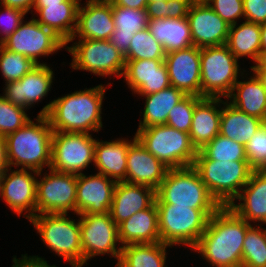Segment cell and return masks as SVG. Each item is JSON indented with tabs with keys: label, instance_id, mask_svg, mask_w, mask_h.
I'll return each mask as SVG.
<instances>
[{
	"label": "cell",
	"instance_id": "obj_6",
	"mask_svg": "<svg viewBox=\"0 0 266 267\" xmlns=\"http://www.w3.org/2000/svg\"><path fill=\"white\" fill-rule=\"evenodd\" d=\"M29 222L51 253L62 257L72 267H83L79 219L73 220L62 213L36 214Z\"/></svg>",
	"mask_w": 266,
	"mask_h": 267
},
{
	"label": "cell",
	"instance_id": "obj_42",
	"mask_svg": "<svg viewBox=\"0 0 266 267\" xmlns=\"http://www.w3.org/2000/svg\"><path fill=\"white\" fill-rule=\"evenodd\" d=\"M247 161L255 170H266V122L249 139L245 145Z\"/></svg>",
	"mask_w": 266,
	"mask_h": 267
},
{
	"label": "cell",
	"instance_id": "obj_1",
	"mask_svg": "<svg viewBox=\"0 0 266 267\" xmlns=\"http://www.w3.org/2000/svg\"><path fill=\"white\" fill-rule=\"evenodd\" d=\"M249 224L230 207L221 206L208 220L206 230L191 249L212 267H242L243 241Z\"/></svg>",
	"mask_w": 266,
	"mask_h": 267
},
{
	"label": "cell",
	"instance_id": "obj_55",
	"mask_svg": "<svg viewBox=\"0 0 266 267\" xmlns=\"http://www.w3.org/2000/svg\"><path fill=\"white\" fill-rule=\"evenodd\" d=\"M66 0H36L33 7H46V5L60 4Z\"/></svg>",
	"mask_w": 266,
	"mask_h": 267
},
{
	"label": "cell",
	"instance_id": "obj_13",
	"mask_svg": "<svg viewBox=\"0 0 266 267\" xmlns=\"http://www.w3.org/2000/svg\"><path fill=\"white\" fill-rule=\"evenodd\" d=\"M80 221L83 266L95 256L110 255L119 261L122 246L119 240L118 225L110 213L77 215ZM80 216V217H79Z\"/></svg>",
	"mask_w": 266,
	"mask_h": 267
},
{
	"label": "cell",
	"instance_id": "obj_28",
	"mask_svg": "<svg viewBox=\"0 0 266 267\" xmlns=\"http://www.w3.org/2000/svg\"><path fill=\"white\" fill-rule=\"evenodd\" d=\"M81 1L66 0L60 4L46 5V7H33L34 14L39 15L38 18L34 17V19L67 43L75 32Z\"/></svg>",
	"mask_w": 266,
	"mask_h": 267
},
{
	"label": "cell",
	"instance_id": "obj_4",
	"mask_svg": "<svg viewBox=\"0 0 266 267\" xmlns=\"http://www.w3.org/2000/svg\"><path fill=\"white\" fill-rule=\"evenodd\" d=\"M193 167L220 206L233 202L254 171L248 161L211 160L201 150Z\"/></svg>",
	"mask_w": 266,
	"mask_h": 267
},
{
	"label": "cell",
	"instance_id": "obj_20",
	"mask_svg": "<svg viewBox=\"0 0 266 267\" xmlns=\"http://www.w3.org/2000/svg\"><path fill=\"white\" fill-rule=\"evenodd\" d=\"M114 31L112 1L86 0L79 5L76 29L70 40H109Z\"/></svg>",
	"mask_w": 266,
	"mask_h": 267
},
{
	"label": "cell",
	"instance_id": "obj_58",
	"mask_svg": "<svg viewBox=\"0 0 266 267\" xmlns=\"http://www.w3.org/2000/svg\"><path fill=\"white\" fill-rule=\"evenodd\" d=\"M148 1H161V0H148ZM162 1H167V0H162Z\"/></svg>",
	"mask_w": 266,
	"mask_h": 267
},
{
	"label": "cell",
	"instance_id": "obj_26",
	"mask_svg": "<svg viewBox=\"0 0 266 267\" xmlns=\"http://www.w3.org/2000/svg\"><path fill=\"white\" fill-rule=\"evenodd\" d=\"M136 139L128 140L116 138V140H96L94 163L97 173L113 179L116 182L126 181L127 154L129 145Z\"/></svg>",
	"mask_w": 266,
	"mask_h": 267
},
{
	"label": "cell",
	"instance_id": "obj_52",
	"mask_svg": "<svg viewBox=\"0 0 266 267\" xmlns=\"http://www.w3.org/2000/svg\"><path fill=\"white\" fill-rule=\"evenodd\" d=\"M250 70V73L255 74L266 91V64L260 60L256 65L251 66Z\"/></svg>",
	"mask_w": 266,
	"mask_h": 267
},
{
	"label": "cell",
	"instance_id": "obj_27",
	"mask_svg": "<svg viewBox=\"0 0 266 267\" xmlns=\"http://www.w3.org/2000/svg\"><path fill=\"white\" fill-rule=\"evenodd\" d=\"M118 231L121 246L161 242L156 203L121 222Z\"/></svg>",
	"mask_w": 266,
	"mask_h": 267
},
{
	"label": "cell",
	"instance_id": "obj_30",
	"mask_svg": "<svg viewBox=\"0 0 266 267\" xmlns=\"http://www.w3.org/2000/svg\"><path fill=\"white\" fill-rule=\"evenodd\" d=\"M147 28L163 46L165 53L193 46L187 17L148 20Z\"/></svg>",
	"mask_w": 266,
	"mask_h": 267
},
{
	"label": "cell",
	"instance_id": "obj_56",
	"mask_svg": "<svg viewBox=\"0 0 266 267\" xmlns=\"http://www.w3.org/2000/svg\"><path fill=\"white\" fill-rule=\"evenodd\" d=\"M0 197H1V174H0Z\"/></svg>",
	"mask_w": 266,
	"mask_h": 267
},
{
	"label": "cell",
	"instance_id": "obj_11",
	"mask_svg": "<svg viewBox=\"0 0 266 267\" xmlns=\"http://www.w3.org/2000/svg\"><path fill=\"white\" fill-rule=\"evenodd\" d=\"M48 170L43 175V171L38 172L36 214H68L72 211L76 215L77 175Z\"/></svg>",
	"mask_w": 266,
	"mask_h": 267
},
{
	"label": "cell",
	"instance_id": "obj_17",
	"mask_svg": "<svg viewBox=\"0 0 266 267\" xmlns=\"http://www.w3.org/2000/svg\"><path fill=\"white\" fill-rule=\"evenodd\" d=\"M47 64H38L20 80L4 84L3 95L10 103L30 109L48 96L54 77Z\"/></svg>",
	"mask_w": 266,
	"mask_h": 267
},
{
	"label": "cell",
	"instance_id": "obj_39",
	"mask_svg": "<svg viewBox=\"0 0 266 267\" xmlns=\"http://www.w3.org/2000/svg\"><path fill=\"white\" fill-rule=\"evenodd\" d=\"M36 65L23 54L11 52L0 45V71L5 84L20 80Z\"/></svg>",
	"mask_w": 266,
	"mask_h": 267
},
{
	"label": "cell",
	"instance_id": "obj_8",
	"mask_svg": "<svg viewBox=\"0 0 266 267\" xmlns=\"http://www.w3.org/2000/svg\"><path fill=\"white\" fill-rule=\"evenodd\" d=\"M134 134L169 169L193 166L198 151L193 146L189 133L164 124L137 128Z\"/></svg>",
	"mask_w": 266,
	"mask_h": 267
},
{
	"label": "cell",
	"instance_id": "obj_50",
	"mask_svg": "<svg viewBox=\"0 0 266 267\" xmlns=\"http://www.w3.org/2000/svg\"><path fill=\"white\" fill-rule=\"evenodd\" d=\"M36 0H0V5L22 10L26 14L33 8Z\"/></svg>",
	"mask_w": 266,
	"mask_h": 267
},
{
	"label": "cell",
	"instance_id": "obj_34",
	"mask_svg": "<svg viewBox=\"0 0 266 267\" xmlns=\"http://www.w3.org/2000/svg\"><path fill=\"white\" fill-rule=\"evenodd\" d=\"M169 247L172 248L162 242L122 246L116 267H168L166 255Z\"/></svg>",
	"mask_w": 266,
	"mask_h": 267
},
{
	"label": "cell",
	"instance_id": "obj_10",
	"mask_svg": "<svg viewBox=\"0 0 266 267\" xmlns=\"http://www.w3.org/2000/svg\"><path fill=\"white\" fill-rule=\"evenodd\" d=\"M72 43V46L68 43ZM65 50L72 55L71 68L88 71L93 75L121 78L125 70V58L109 40L78 39L69 40Z\"/></svg>",
	"mask_w": 266,
	"mask_h": 267
},
{
	"label": "cell",
	"instance_id": "obj_5",
	"mask_svg": "<svg viewBox=\"0 0 266 267\" xmlns=\"http://www.w3.org/2000/svg\"><path fill=\"white\" fill-rule=\"evenodd\" d=\"M161 242L189 246L191 250L206 230L209 218L218 209H193L175 204H156Z\"/></svg>",
	"mask_w": 266,
	"mask_h": 267
},
{
	"label": "cell",
	"instance_id": "obj_32",
	"mask_svg": "<svg viewBox=\"0 0 266 267\" xmlns=\"http://www.w3.org/2000/svg\"><path fill=\"white\" fill-rule=\"evenodd\" d=\"M138 96L145 97L143 113L141 111L143 118L139 120L138 128H146L166 124L169 112L186 94L174 86H169L157 93Z\"/></svg>",
	"mask_w": 266,
	"mask_h": 267
},
{
	"label": "cell",
	"instance_id": "obj_36",
	"mask_svg": "<svg viewBox=\"0 0 266 267\" xmlns=\"http://www.w3.org/2000/svg\"><path fill=\"white\" fill-rule=\"evenodd\" d=\"M163 46L154 39L148 28L134 33L125 60H165Z\"/></svg>",
	"mask_w": 266,
	"mask_h": 267
},
{
	"label": "cell",
	"instance_id": "obj_16",
	"mask_svg": "<svg viewBox=\"0 0 266 267\" xmlns=\"http://www.w3.org/2000/svg\"><path fill=\"white\" fill-rule=\"evenodd\" d=\"M187 19L194 46L204 48L227 43L230 25L206 1H193Z\"/></svg>",
	"mask_w": 266,
	"mask_h": 267
},
{
	"label": "cell",
	"instance_id": "obj_22",
	"mask_svg": "<svg viewBox=\"0 0 266 267\" xmlns=\"http://www.w3.org/2000/svg\"><path fill=\"white\" fill-rule=\"evenodd\" d=\"M168 170L137 138L129 145L126 182L157 190Z\"/></svg>",
	"mask_w": 266,
	"mask_h": 267
},
{
	"label": "cell",
	"instance_id": "obj_24",
	"mask_svg": "<svg viewBox=\"0 0 266 267\" xmlns=\"http://www.w3.org/2000/svg\"><path fill=\"white\" fill-rule=\"evenodd\" d=\"M156 200V190L126 181L117 182L109 213L119 225L138 211L151 207Z\"/></svg>",
	"mask_w": 266,
	"mask_h": 267
},
{
	"label": "cell",
	"instance_id": "obj_15",
	"mask_svg": "<svg viewBox=\"0 0 266 267\" xmlns=\"http://www.w3.org/2000/svg\"><path fill=\"white\" fill-rule=\"evenodd\" d=\"M37 177V171L11 167L1 174L2 200L19 217L25 212L29 221L36 215Z\"/></svg>",
	"mask_w": 266,
	"mask_h": 267
},
{
	"label": "cell",
	"instance_id": "obj_18",
	"mask_svg": "<svg viewBox=\"0 0 266 267\" xmlns=\"http://www.w3.org/2000/svg\"><path fill=\"white\" fill-rule=\"evenodd\" d=\"M201 48L190 46L166 53L164 63L171 86L186 95L201 97Z\"/></svg>",
	"mask_w": 266,
	"mask_h": 267
},
{
	"label": "cell",
	"instance_id": "obj_25",
	"mask_svg": "<svg viewBox=\"0 0 266 267\" xmlns=\"http://www.w3.org/2000/svg\"><path fill=\"white\" fill-rule=\"evenodd\" d=\"M222 98L202 97L195 105L189 136L197 151L219 134Z\"/></svg>",
	"mask_w": 266,
	"mask_h": 267
},
{
	"label": "cell",
	"instance_id": "obj_9",
	"mask_svg": "<svg viewBox=\"0 0 266 267\" xmlns=\"http://www.w3.org/2000/svg\"><path fill=\"white\" fill-rule=\"evenodd\" d=\"M230 52L226 44L201 48V97H224L246 70Z\"/></svg>",
	"mask_w": 266,
	"mask_h": 267
},
{
	"label": "cell",
	"instance_id": "obj_38",
	"mask_svg": "<svg viewBox=\"0 0 266 267\" xmlns=\"http://www.w3.org/2000/svg\"><path fill=\"white\" fill-rule=\"evenodd\" d=\"M112 13L115 29L118 34L134 35L148 25L146 9H132L116 6L112 2Z\"/></svg>",
	"mask_w": 266,
	"mask_h": 267
},
{
	"label": "cell",
	"instance_id": "obj_54",
	"mask_svg": "<svg viewBox=\"0 0 266 267\" xmlns=\"http://www.w3.org/2000/svg\"><path fill=\"white\" fill-rule=\"evenodd\" d=\"M261 30V60L266 56V23L260 25Z\"/></svg>",
	"mask_w": 266,
	"mask_h": 267
},
{
	"label": "cell",
	"instance_id": "obj_7",
	"mask_svg": "<svg viewBox=\"0 0 266 267\" xmlns=\"http://www.w3.org/2000/svg\"><path fill=\"white\" fill-rule=\"evenodd\" d=\"M156 204H175L193 209H219L193 166L169 169L156 190Z\"/></svg>",
	"mask_w": 266,
	"mask_h": 267
},
{
	"label": "cell",
	"instance_id": "obj_31",
	"mask_svg": "<svg viewBox=\"0 0 266 267\" xmlns=\"http://www.w3.org/2000/svg\"><path fill=\"white\" fill-rule=\"evenodd\" d=\"M264 122V120L238 110L226 99H222V114L219 127V134L222 136L246 145Z\"/></svg>",
	"mask_w": 266,
	"mask_h": 267
},
{
	"label": "cell",
	"instance_id": "obj_46",
	"mask_svg": "<svg viewBox=\"0 0 266 267\" xmlns=\"http://www.w3.org/2000/svg\"><path fill=\"white\" fill-rule=\"evenodd\" d=\"M12 267H57L56 265H49L45 258L35 256H28V254H22L21 259L17 258L15 255L12 259Z\"/></svg>",
	"mask_w": 266,
	"mask_h": 267
},
{
	"label": "cell",
	"instance_id": "obj_19",
	"mask_svg": "<svg viewBox=\"0 0 266 267\" xmlns=\"http://www.w3.org/2000/svg\"><path fill=\"white\" fill-rule=\"evenodd\" d=\"M116 181L103 174L77 175L76 215L109 213Z\"/></svg>",
	"mask_w": 266,
	"mask_h": 267
},
{
	"label": "cell",
	"instance_id": "obj_23",
	"mask_svg": "<svg viewBox=\"0 0 266 267\" xmlns=\"http://www.w3.org/2000/svg\"><path fill=\"white\" fill-rule=\"evenodd\" d=\"M228 207L249 224L258 222L257 225H266V170L253 171Z\"/></svg>",
	"mask_w": 266,
	"mask_h": 267
},
{
	"label": "cell",
	"instance_id": "obj_35",
	"mask_svg": "<svg viewBox=\"0 0 266 267\" xmlns=\"http://www.w3.org/2000/svg\"><path fill=\"white\" fill-rule=\"evenodd\" d=\"M242 267H266V228L254 224L243 241Z\"/></svg>",
	"mask_w": 266,
	"mask_h": 267
},
{
	"label": "cell",
	"instance_id": "obj_37",
	"mask_svg": "<svg viewBox=\"0 0 266 267\" xmlns=\"http://www.w3.org/2000/svg\"><path fill=\"white\" fill-rule=\"evenodd\" d=\"M201 151L211 160L247 161L245 145L218 134Z\"/></svg>",
	"mask_w": 266,
	"mask_h": 267
},
{
	"label": "cell",
	"instance_id": "obj_47",
	"mask_svg": "<svg viewBox=\"0 0 266 267\" xmlns=\"http://www.w3.org/2000/svg\"><path fill=\"white\" fill-rule=\"evenodd\" d=\"M148 20L159 18H169L168 0L167 1H148L146 7Z\"/></svg>",
	"mask_w": 266,
	"mask_h": 267
},
{
	"label": "cell",
	"instance_id": "obj_40",
	"mask_svg": "<svg viewBox=\"0 0 266 267\" xmlns=\"http://www.w3.org/2000/svg\"><path fill=\"white\" fill-rule=\"evenodd\" d=\"M27 109L10 103L0 95V135L6 137L31 120Z\"/></svg>",
	"mask_w": 266,
	"mask_h": 267
},
{
	"label": "cell",
	"instance_id": "obj_44",
	"mask_svg": "<svg viewBox=\"0 0 266 267\" xmlns=\"http://www.w3.org/2000/svg\"><path fill=\"white\" fill-rule=\"evenodd\" d=\"M0 45L19 27L26 13L22 10L0 5ZM4 21V22H3Z\"/></svg>",
	"mask_w": 266,
	"mask_h": 267
},
{
	"label": "cell",
	"instance_id": "obj_21",
	"mask_svg": "<svg viewBox=\"0 0 266 267\" xmlns=\"http://www.w3.org/2000/svg\"><path fill=\"white\" fill-rule=\"evenodd\" d=\"M122 78L132 94L149 95L171 86L164 60H125Z\"/></svg>",
	"mask_w": 266,
	"mask_h": 267
},
{
	"label": "cell",
	"instance_id": "obj_57",
	"mask_svg": "<svg viewBox=\"0 0 266 267\" xmlns=\"http://www.w3.org/2000/svg\"><path fill=\"white\" fill-rule=\"evenodd\" d=\"M262 61L266 64V56L262 59Z\"/></svg>",
	"mask_w": 266,
	"mask_h": 267
},
{
	"label": "cell",
	"instance_id": "obj_2",
	"mask_svg": "<svg viewBox=\"0 0 266 267\" xmlns=\"http://www.w3.org/2000/svg\"><path fill=\"white\" fill-rule=\"evenodd\" d=\"M108 85L111 83L60 96L49 101L38 115L48 118L53 132L98 133L103 127L102 103Z\"/></svg>",
	"mask_w": 266,
	"mask_h": 267
},
{
	"label": "cell",
	"instance_id": "obj_43",
	"mask_svg": "<svg viewBox=\"0 0 266 267\" xmlns=\"http://www.w3.org/2000/svg\"><path fill=\"white\" fill-rule=\"evenodd\" d=\"M209 6L229 25L237 24L243 17V0H205Z\"/></svg>",
	"mask_w": 266,
	"mask_h": 267
},
{
	"label": "cell",
	"instance_id": "obj_41",
	"mask_svg": "<svg viewBox=\"0 0 266 267\" xmlns=\"http://www.w3.org/2000/svg\"><path fill=\"white\" fill-rule=\"evenodd\" d=\"M202 97L186 95L168 114L167 126L189 133L196 103Z\"/></svg>",
	"mask_w": 266,
	"mask_h": 267
},
{
	"label": "cell",
	"instance_id": "obj_33",
	"mask_svg": "<svg viewBox=\"0 0 266 267\" xmlns=\"http://www.w3.org/2000/svg\"><path fill=\"white\" fill-rule=\"evenodd\" d=\"M226 45L237 60L247 56L258 63L261 60L260 24L244 21L230 25Z\"/></svg>",
	"mask_w": 266,
	"mask_h": 267
},
{
	"label": "cell",
	"instance_id": "obj_45",
	"mask_svg": "<svg viewBox=\"0 0 266 267\" xmlns=\"http://www.w3.org/2000/svg\"><path fill=\"white\" fill-rule=\"evenodd\" d=\"M245 21L266 23V0H243Z\"/></svg>",
	"mask_w": 266,
	"mask_h": 267
},
{
	"label": "cell",
	"instance_id": "obj_48",
	"mask_svg": "<svg viewBox=\"0 0 266 267\" xmlns=\"http://www.w3.org/2000/svg\"><path fill=\"white\" fill-rule=\"evenodd\" d=\"M193 0H168L169 18L179 19L187 17Z\"/></svg>",
	"mask_w": 266,
	"mask_h": 267
},
{
	"label": "cell",
	"instance_id": "obj_51",
	"mask_svg": "<svg viewBox=\"0 0 266 267\" xmlns=\"http://www.w3.org/2000/svg\"><path fill=\"white\" fill-rule=\"evenodd\" d=\"M116 6L132 8V9H146L148 0H111Z\"/></svg>",
	"mask_w": 266,
	"mask_h": 267
},
{
	"label": "cell",
	"instance_id": "obj_14",
	"mask_svg": "<svg viewBox=\"0 0 266 267\" xmlns=\"http://www.w3.org/2000/svg\"><path fill=\"white\" fill-rule=\"evenodd\" d=\"M31 19L26 22L23 20L1 45L11 52L23 54L37 65L46 64V62L41 63L39 58L48 57L62 48L65 49L66 43L52 30L37 22L33 15Z\"/></svg>",
	"mask_w": 266,
	"mask_h": 267
},
{
	"label": "cell",
	"instance_id": "obj_29",
	"mask_svg": "<svg viewBox=\"0 0 266 267\" xmlns=\"http://www.w3.org/2000/svg\"><path fill=\"white\" fill-rule=\"evenodd\" d=\"M247 74H241L243 81L238 79L226 100L238 110L266 122V91L253 72L250 78Z\"/></svg>",
	"mask_w": 266,
	"mask_h": 267
},
{
	"label": "cell",
	"instance_id": "obj_49",
	"mask_svg": "<svg viewBox=\"0 0 266 267\" xmlns=\"http://www.w3.org/2000/svg\"><path fill=\"white\" fill-rule=\"evenodd\" d=\"M134 35H125L118 34V30L115 29L113 34L110 36L109 41L113 44L115 48H117L122 55H126L129 49V45Z\"/></svg>",
	"mask_w": 266,
	"mask_h": 267
},
{
	"label": "cell",
	"instance_id": "obj_12",
	"mask_svg": "<svg viewBox=\"0 0 266 267\" xmlns=\"http://www.w3.org/2000/svg\"><path fill=\"white\" fill-rule=\"evenodd\" d=\"M96 140L88 133L53 132L50 168L83 174L94 163Z\"/></svg>",
	"mask_w": 266,
	"mask_h": 267
},
{
	"label": "cell",
	"instance_id": "obj_3",
	"mask_svg": "<svg viewBox=\"0 0 266 267\" xmlns=\"http://www.w3.org/2000/svg\"><path fill=\"white\" fill-rule=\"evenodd\" d=\"M16 132L5 137L7 160L11 168L37 172L51 166L53 130L45 115H37Z\"/></svg>",
	"mask_w": 266,
	"mask_h": 267
},
{
	"label": "cell",
	"instance_id": "obj_53",
	"mask_svg": "<svg viewBox=\"0 0 266 267\" xmlns=\"http://www.w3.org/2000/svg\"><path fill=\"white\" fill-rule=\"evenodd\" d=\"M7 160L6 140L0 135V174L9 168Z\"/></svg>",
	"mask_w": 266,
	"mask_h": 267
}]
</instances>
